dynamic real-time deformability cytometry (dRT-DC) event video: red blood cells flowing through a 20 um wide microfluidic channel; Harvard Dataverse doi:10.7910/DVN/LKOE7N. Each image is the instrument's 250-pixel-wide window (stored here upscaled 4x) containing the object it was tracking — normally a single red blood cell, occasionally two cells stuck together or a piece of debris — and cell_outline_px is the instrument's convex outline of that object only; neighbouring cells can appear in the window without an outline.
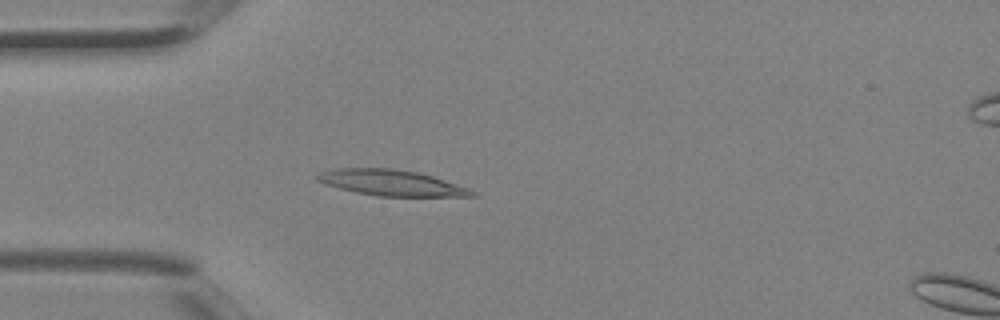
{"species": "Egyptian fruit bat (a non-hibernating species)", "species_latin": "Rousettus aegyptiacus", "temperature_condition": "room temperature", "stored_images_in_passage": 4, "camera_frame_rate_fps": 3000, "um_per_image_px": 0.085, "animal": {"sex": "female"}, "frame": {"image": 1, "passage_image": 3, "time_ms": 0.667, "image_size_px": [1000, 320], "cell_outline_px": [[480, 196], [376, 196], [356, 192], [324, 184], [316, 180], [316, 176], [320, 172], [336, 168], [392, 168], [420, 172], [468, 188], [476, 192]], "centroid_in_image_um": [33.26, 15.53], "position_along_channel_um": 51.7, "area_um2": 23.24}}